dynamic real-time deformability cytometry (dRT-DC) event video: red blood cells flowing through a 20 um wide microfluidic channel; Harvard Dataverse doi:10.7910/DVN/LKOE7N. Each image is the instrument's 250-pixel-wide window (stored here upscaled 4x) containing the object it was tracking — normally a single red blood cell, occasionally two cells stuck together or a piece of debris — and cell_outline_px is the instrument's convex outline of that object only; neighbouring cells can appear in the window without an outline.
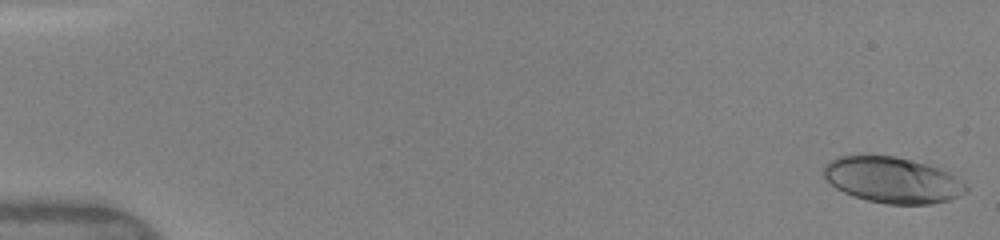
{"species": "human", "species_latin": "Homo sapiens", "temperature_condition": "warm", "stored_images_in_passage": 49, "camera_frame_rate_fps": 3000, "um_per_image_px": 0.085, "donor": {"sex": "female"}, "frame": {"image": 1, "passage_image": 1, "time_ms": 0.0, "image_size_px": [1000, 240], "cell_outline_px": [[968, 192], [948, 200], [932, 204], [888, 204], [868, 200], [852, 196], [836, 188], [824, 176], [824, 164], [836, 156], [896, 156], [940, 168], [948, 172], [968, 184]], "centroid_in_image_um": [75.88, 15.3], "position_along_channel_um": 9.1, "area_um2": 38.03}}
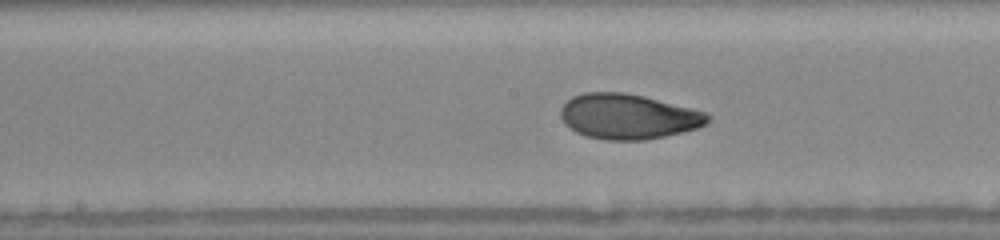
{"frame": {"image": 2, "passage_image": 26, "time_ms": 8.333, "image_size_px": [1000, 240], "cell_outline_px": [[712, 116], [704, 124], [696, 128], [684, 132], [644, 140], [604, 140], [584, 136], [576, 132], [564, 124], [560, 116], [560, 108], [572, 96], [584, 92], [624, 92], [644, 96], [692, 108], [704, 112]], "centroid_in_image_um": [53.35, 9.9], "position_along_channel_um": 194.8, "area_um2": 38.84}}
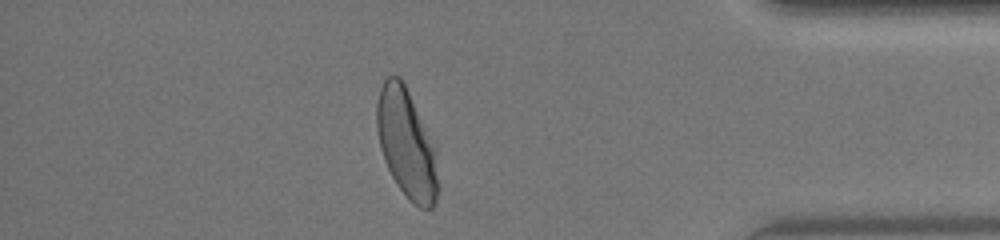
{"frame": {"image": 3, "passage_image": 43, "time_ms": 14.0, "image_size_px": [1000, 240], "cell_outline_px": [[440, 188], [436, 204], [432, 208], [420, 208], [412, 204], [408, 200], [396, 184], [388, 168], [380, 148], [376, 128], [376, 104], [380, 88], [384, 80], [388, 76], [400, 76], [436, 148], [440, 184]], "centroid_in_image_um": [34.58, 12.29], "position_along_channel_um": 400.6, "area_um2": 39.36}, "authors_computed_cell_mechanics": {"area_um2": 38.3214, "velocity_mm_per_s": 4.13, "shape_relaxation_time_tau1_ms": 3.5768, "shape_relaxation_time_tau2_ms": 0.9478, "deformation_change_tau1": 0.1851, "deformation_change_tau2": 0.0563}}